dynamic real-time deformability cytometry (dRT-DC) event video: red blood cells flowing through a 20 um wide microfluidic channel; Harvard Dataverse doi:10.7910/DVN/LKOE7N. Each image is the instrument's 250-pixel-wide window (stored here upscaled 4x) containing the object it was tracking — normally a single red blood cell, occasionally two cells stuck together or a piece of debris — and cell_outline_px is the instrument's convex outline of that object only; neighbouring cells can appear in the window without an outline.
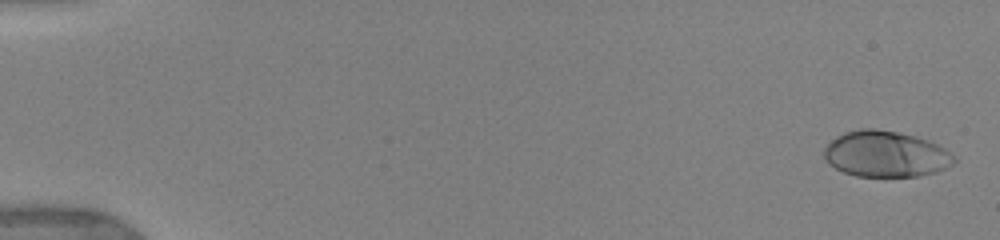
{"species": "human", "species_latin": "Homo sapiens", "temperature_condition": "warm", "stored_images_in_passage": 79, "camera_frame_rate_fps": 3000, "um_per_image_px": 0.085, "donor": {"sex": "female"}, "frame": {"image": 1, "passage_image": 2, "time_ms": 0.333, "image_size_px": [1000, 240], "cell_outline_px": [[956, 160], [952, 164], [936, 172], [920, 176], [856, 176], [844, 172], [828, 164], [824, 156], [824, 148], [836, 136], [844, 132], [860, 128], [876, 128], [916, 136], [928, 140], [944, 148]], "centroid_in_image_um": [75.25, 13.09], "position_along_channel_um": 9.7, "area_um2": 34.74}}
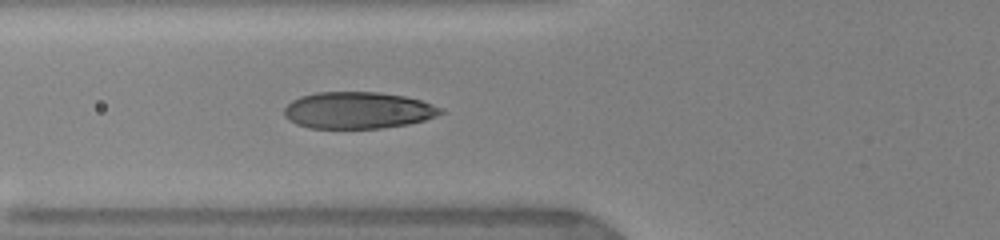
{"frame": {"image": 2, "passage_image": 30, "time_ms": 6.667, "image_size_px": [1000, 240], "cell_outline_px": [[444, 112], [436, 116], [424, 120], [408, 124], [380, 128], [308, 128], [296, 124], [288, 120], [284, 116], [284, 108], [292, 100], [300, 96], [316, 92], [380, 92], [404, 96], [420, 100], [444, 108]], "centroid_in_image_um": [30.41, 9.37], "position_along_channel_um": 95.4, "area_um2": 33.64}}
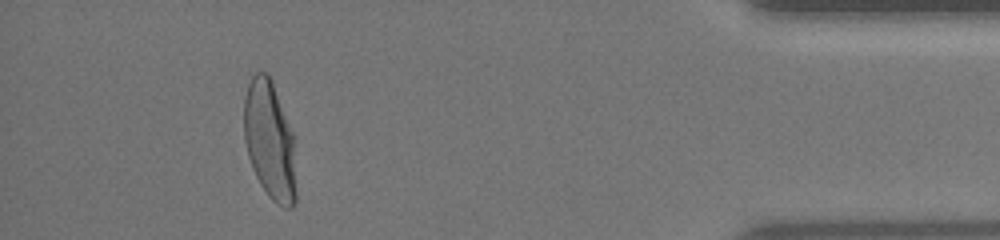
{"frame": {"image": 3, "passage_image": 72, "time_ms": 16.0, "image_size_px": [1000, 240], "cell_outline_px": [[296, 200], [292, 208], [284, 208], [276, 204], [268, 196], [260, 184], [252, 168], [248, 156], [244, 140], [244, 96], [248, 84], [252, 76], [256, 72], [268, 72], [272, 80], [292, 132], [296, 192]], "centroid_in_image_um": [22.9, 11.95], "position_along_channel_um": 412.3, "area_um2": 36.01}, "authors_computed_cell_mechanics": {"area_um2": 34.391, "velocity_mm_per_s": 3.8904, "shape_relaxation_time_tau1_ms": 3.4555, "shape_relaxation_time_tau2_ms": null, "deformation_change_tau1": 0.1924, "deformation_change_tau2": null}}